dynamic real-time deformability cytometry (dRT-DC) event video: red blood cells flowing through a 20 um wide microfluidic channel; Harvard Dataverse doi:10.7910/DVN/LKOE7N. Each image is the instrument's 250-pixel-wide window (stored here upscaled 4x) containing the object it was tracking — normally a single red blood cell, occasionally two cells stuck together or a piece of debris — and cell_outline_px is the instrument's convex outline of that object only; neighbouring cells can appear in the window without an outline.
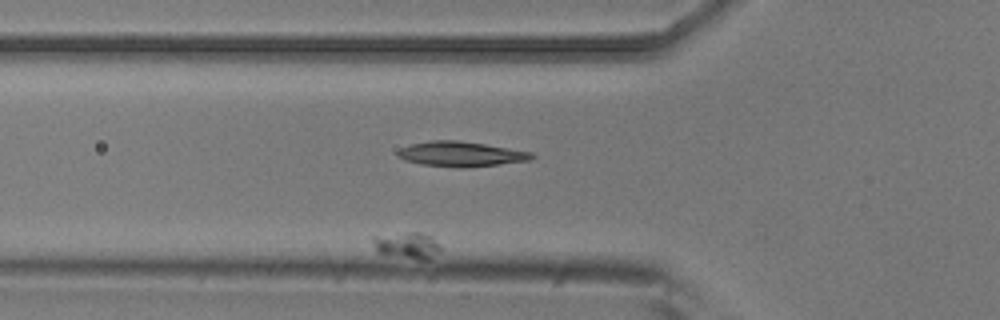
{"species": "common noctule bat (a hibernating species)", "species_latin": "Nyctalus noctula", "temperature_condition": "room temperature", "stored_images_in_passage": 4, "segment_of_instrument_passage": [1, 2], "camera_frame_rate_fps": 3000, "um_per_image_px": 0.085, "animal": {"sex": "male", "body_mass_g": 20.5, "forearm_length_mm": 52.5}, "frame": {"image": 1, "passage_image": 3, "time_ms": 0.667, "image_size_px": [1000, 320], "cell_outline_px": [[440, 252], [432, 260], [420, 260], [376, 252], [372, 240], [372, 236], [408, 232], [420, 232], [432, 236], [440, 244]], "centroid_in_image_um": [34.66, 20.86], "position_along_channel_um": 91.1, "area_um2": 10.69}}